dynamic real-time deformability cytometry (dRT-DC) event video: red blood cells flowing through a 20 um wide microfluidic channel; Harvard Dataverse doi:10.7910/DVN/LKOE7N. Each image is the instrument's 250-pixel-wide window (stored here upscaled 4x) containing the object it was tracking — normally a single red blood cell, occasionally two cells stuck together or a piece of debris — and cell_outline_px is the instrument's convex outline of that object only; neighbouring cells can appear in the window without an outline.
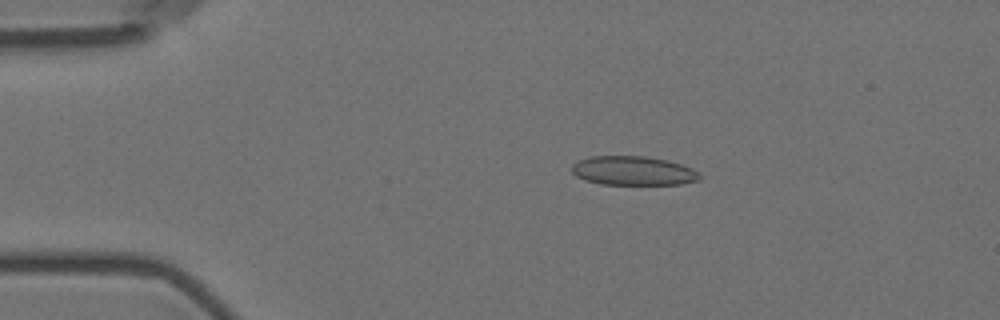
{"species": "Egyptian fruit bat (a non-hibernating species)", "species_latin": "Rousettus aegyptiacus", "temperature_condition": "room temperature", "stored_images_in_passage": 52, "camera_frame_rate_fps": 3000, "um_per_image_px": 0.085, "animal": {"sex": "female"}, "frame": {"image": 1, "passage_image": 10, "time_ms": 3.0, "image_size_px": [1000, 320], "cell_outline_px": [[700, 180], [680, 184], [600, 184], [584, 180], [576, 176], [572, 172], [572, 164], [588, 156], [644, 156], [668, 160], [692, 168], [700, 176]], "centroid_in_image_um": [53.79, 14.51], "position_along_channel_um": 31.2, "area_um2": 21.62}}
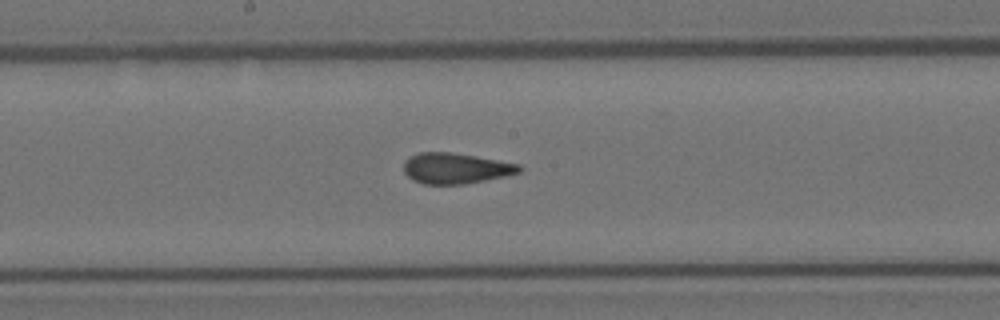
{"frame": {"image": 2, "passage_image": 29, "time_ms": 9.333, "image_size_px": [1000, 320], "cell_outline_px": [[524, 168], [520, 172], [508, 176], [464, 184], [424, 184], [412, 180], [404, 172], [404, 160], [420, 152], [452, 152], [476, 156], [520, 164]], "centroid_in_image_um": [38.76, 14.31], "position_along_channel_um": 209.4, "area_um2": 20.81}}
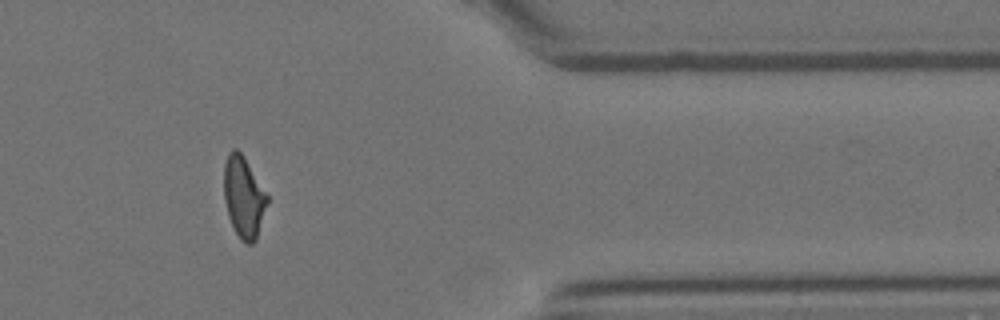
{"frame": {"image": 3, "passage_image": 46, "time_ms": 15.0, "image_size_px": [1000, 320], "cell_outline_px": [[268, 200], [256, 240], [252, 244], [248, 244], [240, 240], [228, 216], [224, 200], [224, 164], [228, 152], [232, 148], [236, 148], [244, 156], [268, 196]], "centroid_in_image_um": [20.69, 16.73], "position_along_channel_um": 390.7, "area_um2": 20.4}, "authors_computed_cell_mechanics": {"area_um2": 21.2415, "velocity_mm_per_s": 3.5863, "shape_relaxation_time_tau1_ms": null, "shape_relaxation_time_tau2_ms": 1.3789, "deformation_change_tau1": null, "deformation_change_tau2": 0.0913}}